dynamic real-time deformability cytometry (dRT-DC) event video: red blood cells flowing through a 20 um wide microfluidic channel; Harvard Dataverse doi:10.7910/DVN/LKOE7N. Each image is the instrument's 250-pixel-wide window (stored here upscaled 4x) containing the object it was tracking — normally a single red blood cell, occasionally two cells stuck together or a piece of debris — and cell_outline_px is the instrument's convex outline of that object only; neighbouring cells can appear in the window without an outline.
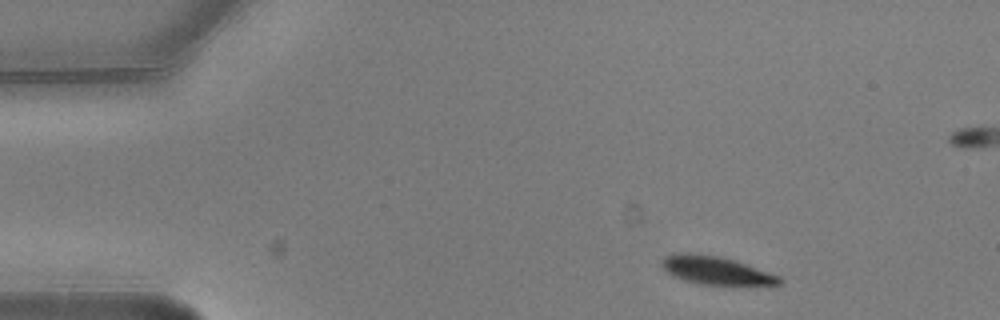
{"species": "common noctule bat (a hibernating species)", "species_latin": "Nyctalus noctula", "temperature_condition": "warm", "stored_images_in_passage": 2, "camera_frame_rate_fps": 3000, "um_per_image_px": 0.085, "animal": {"sex": "male", "body_mass_g": 20.5, "forearm_length_mm": 52.5}, "frame": {"image": 1, "passage_image": 2, "time_ms": 0.333, "image_size_px": [1000, 320], "cell_outline_px": [[784, 280], [780, 284], [700, 284], [684, 280], [668, 272], [664, 268], [664, 256], [680, 252], [688, 252], [716, 256], [736, 260], [780, 276]], "centroid_in_image_um": [60.89, 22.97], "position_along_channel_um": 24.1, "area_um2": 18.79}}